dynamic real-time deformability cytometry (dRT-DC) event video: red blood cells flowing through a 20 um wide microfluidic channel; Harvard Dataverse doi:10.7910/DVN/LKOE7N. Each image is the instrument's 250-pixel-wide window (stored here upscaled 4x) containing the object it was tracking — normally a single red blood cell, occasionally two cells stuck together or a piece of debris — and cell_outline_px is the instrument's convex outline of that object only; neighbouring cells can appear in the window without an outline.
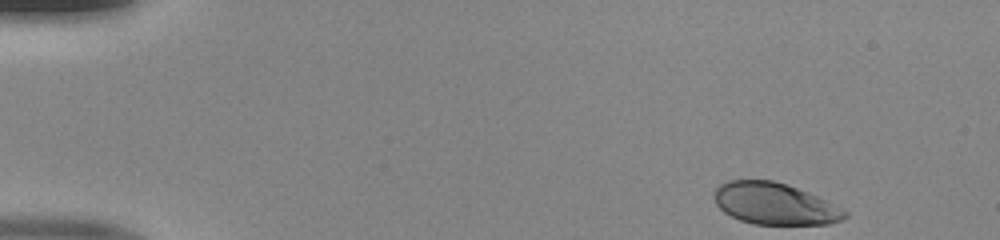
{"species": "human", "species_latin": "Homo sapiens", "temperature_condition": "room temperature", "stored_images_in_passage": 45, "camera_frame_rate_fps": 3000, "um_per_image_px": 0.085, "donor": {"sex": "male"}, "frame": {"image": 1, "passage_image": 1, "time_ms": 0.0, "image_size_px": [1000, 240], "cell_outline_px": [[848, 216], [844, 220], [828, 224], [752, 224], [740, 220], [724, 212], [716, 204], [716, 188], [720, 184], [728, 180], [772, 180], [808, 192], [848, 212]], "centroid_in_image_um": [65.85, 17.33], "position_along_channel_um": 19.1, "area_um2": 31.33}}
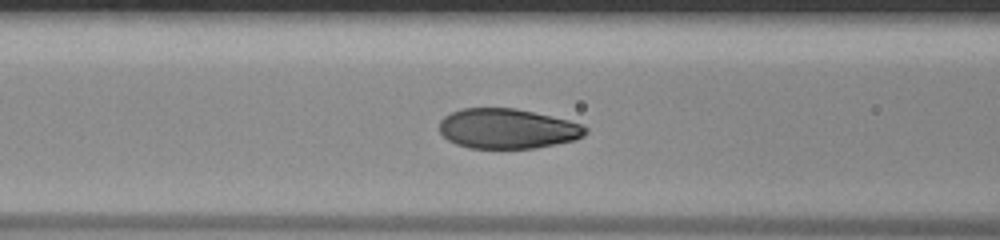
{"frame": {"image": 2, "passage_image": 17, "time_ms": 5.333, "image_size_px": [1000, 240], "cell_outline_px": [[588, 132], [584, 136], [576, 140], [536, 148], [468, 148], [456, 144], [448, 140], [440, 132], [440, 120], [444, 116], [452, 112], [464, 108], [516, 108], [568, 120], [580, 124], [588, 128]], "centroid_in_image_um": [43.14, 10.94], "position_along_channel_um": 123.5, "area_um2": 34.1}}
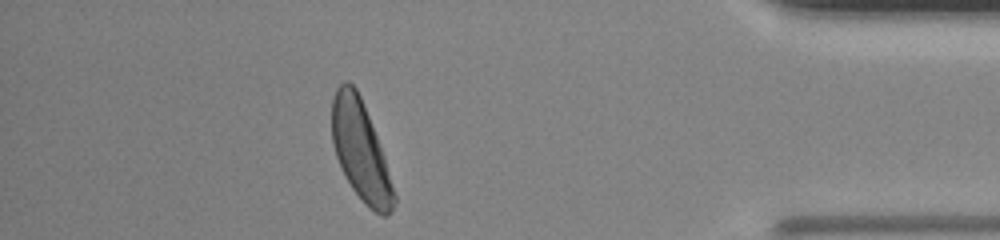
{"frame": {"image": 3, "passage_image": 40, "time_ms": 13.0, "image_size_px": [1000, 240], "cell_outline_px": [[396, 204], [388, 216], [380, 216], [364, 204], [352, 188], [336, 156], [332, 144], [332, 96], [336, 88], [344, 80], [348, 80], [356, 88], [360, 96], [384, 156], [396, 196]], "centroid_in_image_um": [30.65, 12.83], "position_along_channel_um": 404.6, "area_um2": 35.66}}